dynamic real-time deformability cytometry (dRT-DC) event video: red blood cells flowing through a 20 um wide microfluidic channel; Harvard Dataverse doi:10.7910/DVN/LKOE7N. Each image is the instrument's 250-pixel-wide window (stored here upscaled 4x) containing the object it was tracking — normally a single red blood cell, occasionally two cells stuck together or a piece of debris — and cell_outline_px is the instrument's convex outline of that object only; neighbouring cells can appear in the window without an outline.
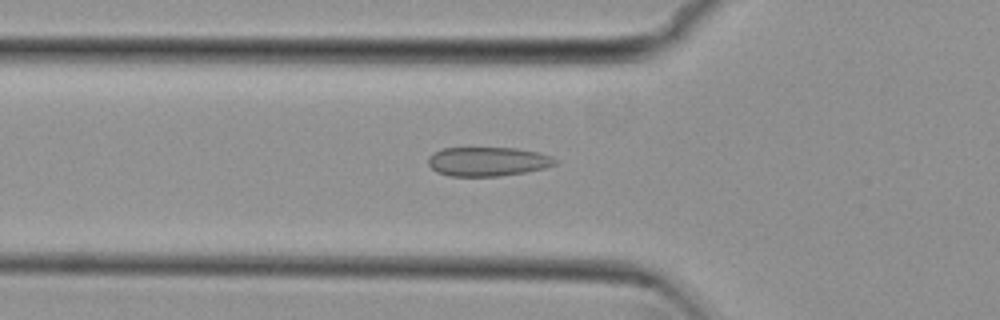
{"species": "common noctule bat (a hibernating species)", "species_latin": "Nyctalus noctula", "temperature_condition": "cold", "stored_images_in_passage": 37, "camera_frame_rate_fps": 3000, "um_per_image_px": 0.085, "animal": {"sex": "female", "body_mass_g": 29.2, "forearm_length_mm": 56.3}, "frame": {"image": 1, "passage_image": 2, "time_ms": 0.333, "image_size_px": [1000, 320], "cell_outline_px": [[556, 164], [544, 168], [524, 172], [496, 176], [448, 176], [436, 172], [428, 164], [428, 156], [432, 152], [444, 148], [516, 148], [536, 152], [552, 156], [556, 160]], "centroid_in_image_um": [41.4, 13.73], "position_along_channel_um": 84.4, "area_um2": 21.5}}
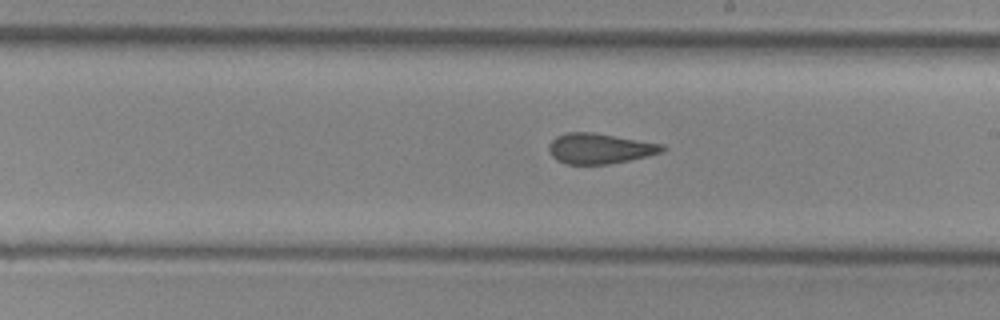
{"frame": {"image": 2, "passage_image": 14, "time_ms": 4.333, "image_size_px": [1000, 320], "cell_outline_px": [[668, 148], [664, 152], [648, 156], [608, 164], [568, 164], [556, 160], [552, 156], [548, 148], [548, 144], [556, 136], [564, 132], [592, 132], [664, 144]], "centroid_in_image_um": [50.99, 12.61], "position_along_channel_um": 238.0, "area_um2": 20.23}}
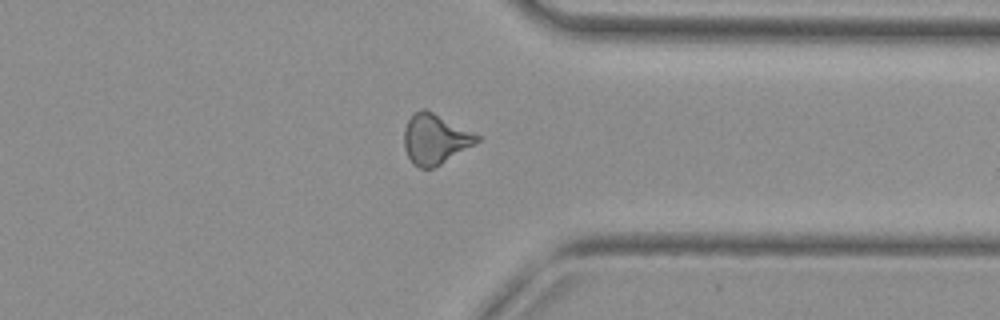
{"frame": {"image": 3, "passage_image": 25, "time_ms": 8.0, "image_size_px": [1000, 320], "cell_outline_px": [[480, 140], [440, 164], [432, 168], [420, 168], [412, 164], [404, 148], [404, 128], [408, 120], [420, 108], [428, 108], [480, 136]], "centroid_in_image_um": [36.95, 11.79], "position_along_channel_um": 374.5, "area_um2": 21.15}}